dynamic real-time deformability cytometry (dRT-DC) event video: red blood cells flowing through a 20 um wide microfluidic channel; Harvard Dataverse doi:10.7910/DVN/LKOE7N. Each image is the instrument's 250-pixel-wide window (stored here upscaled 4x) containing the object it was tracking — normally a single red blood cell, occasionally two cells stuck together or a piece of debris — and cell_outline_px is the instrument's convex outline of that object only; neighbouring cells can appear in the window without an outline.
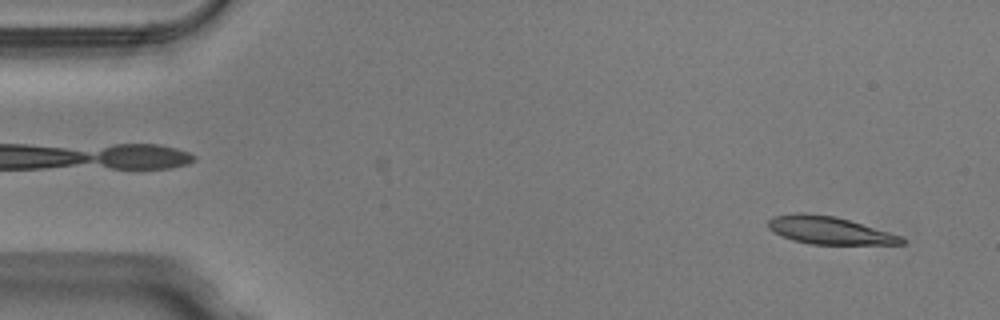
{"species": "Egyptian fruit bat (a non-hibernating species)", "species_latin": "Rousettus aegyptiacus", "temperature_condition": "warm", "stored_images_in_passage": 49, "camera_frame_rate_fps": 3000, "um_per_image_px": 0.085, "animal": {"sex": "male"}, "frame": {"image": 1, "passage_image": 3, "time_ms": 0.667, "image_size_px": [1000, 320], "cell_outline_px": [[908, 240], [904, 244], [812, 244], [792, 240], [768, 228], [768, 220], [772, 216], [796, 212], [804, 212], [836, 216], [904, 236]], "centroid_in_image_um": [70.54, 19.56], "position_along_channel_um": 14.5, "area_um2": 21.68}}
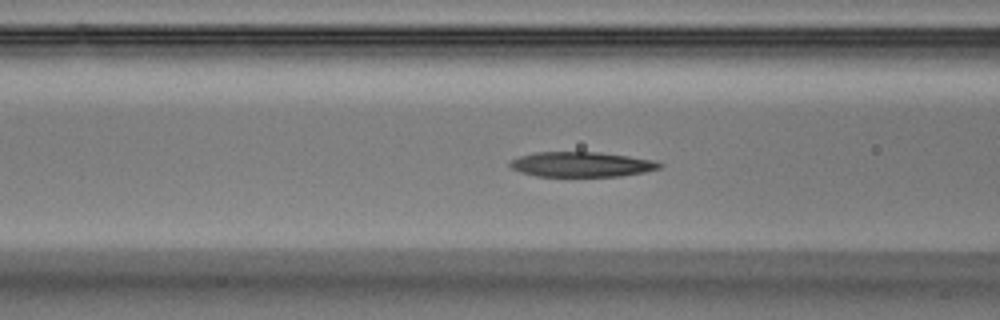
{"frame": {"image": 2, "passage_image": 19, "time_ms": 6.0, "image_size_px": [1000, 320], "cell_outline_px": [[664, 164], [660, 168], [644, 172], [620, 176], [536, 176], [520, 172], [512, 168], [508, 164], [508, 160], [520, 156], [536, 152], [600, 152], [656, 160]], "centroid_in_image_um": [49.42, 13.97], "position_along_channel_um": 117.2, "area_um2": 21.91}}
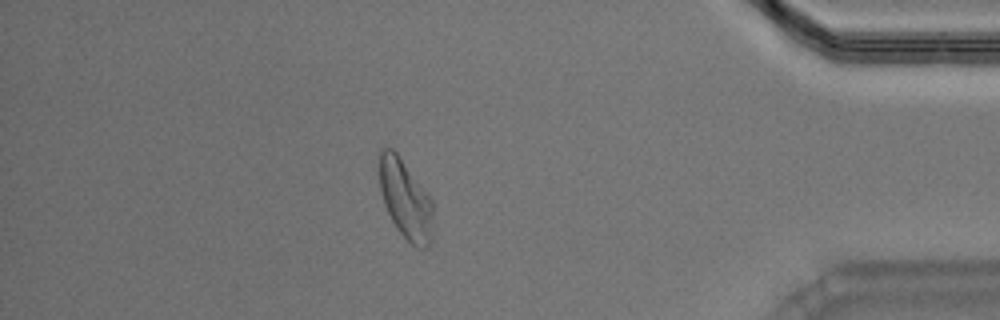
{"frame": {"image": 3, "passage_image": 43, "time_ms": 14.0, "image_size_px": [1000, 320], "cell_outline_px": [[432, 244], [428, 248], [416, 248], [400, 232], [392, 220], [384, 204], [380, 192], [376, 152], [380, 148], [392, 148], [396, 152], [432, 200]], "centroid_in_image_um": [34.42, 16.91], "position_along_channel_um": 400.8, "area_um2": 25.09}, "authors_computed_cell_mechanics": {"area_um2": 22.1952, "velocity_mm_per_s": 4.0283, "shape_relaxation_time_tau1_ms": 6.7222, "shape_relaxation_time_tau2_ms": null, "deformation_change_tau1": 0.2432, "deformation_change_tau2": null}}